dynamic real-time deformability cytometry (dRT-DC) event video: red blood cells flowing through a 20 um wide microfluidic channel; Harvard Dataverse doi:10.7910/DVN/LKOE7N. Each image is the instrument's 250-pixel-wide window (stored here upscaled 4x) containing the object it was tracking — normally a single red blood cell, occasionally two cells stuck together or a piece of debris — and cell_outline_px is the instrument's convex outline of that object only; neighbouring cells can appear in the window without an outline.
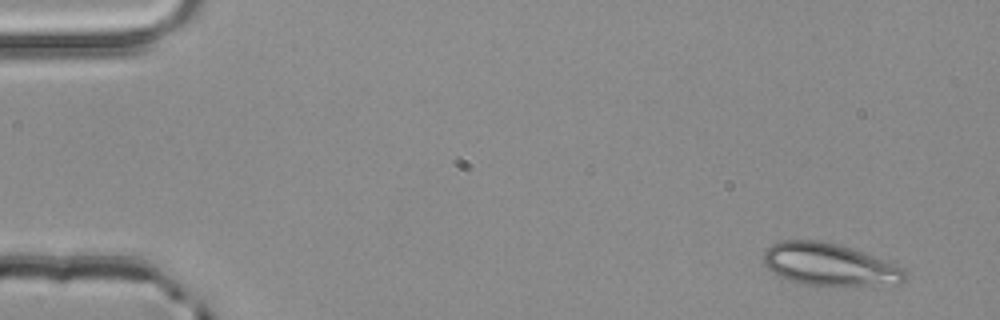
{"species": "common noctule bat (a hibernating species)", "species_latin": "Nyctalus noctula", "temperature_condition": "room temperature", "stored_images_in_passage": 4, "camera_frame_rate_fps": 3000, "um_per_image_px": 0.085, "animal": {"sex": "male", "body_mass_g": 20.4}, "frame": {"image": 1, "passage_image": 1, "time_ms": 0.0, "image_size_px": [1000, 320], "cell_outline_px": [[908, 276], [900, 284], [804, 284], [788, 280], [780, 276], [768, 268], [764, 264], [764, 248], [780, 240], [820, 240], [852, 248], [896, 264], [904, 268], [908, 272]], "centroid_in_image_um": [70.5, 22.45], "position_along_channel_um": 14.5, "area_um2": 34.56}}